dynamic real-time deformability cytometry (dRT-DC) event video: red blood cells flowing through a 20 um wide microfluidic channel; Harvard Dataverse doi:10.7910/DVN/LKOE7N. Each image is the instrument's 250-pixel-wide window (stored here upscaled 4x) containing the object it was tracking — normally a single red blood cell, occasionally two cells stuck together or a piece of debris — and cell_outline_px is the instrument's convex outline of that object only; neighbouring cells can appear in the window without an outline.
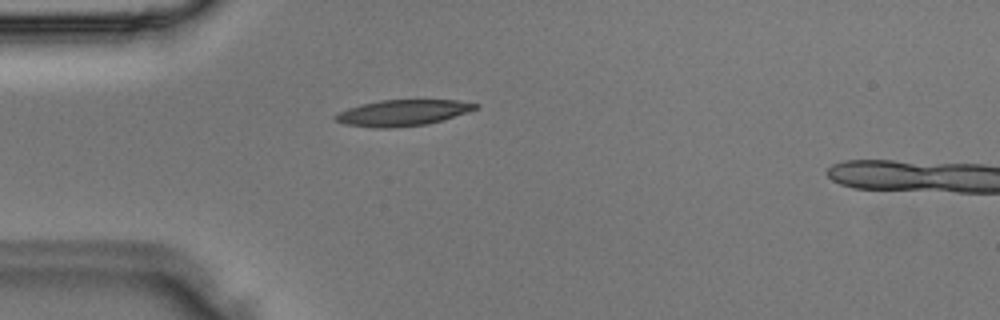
{"species": "Egyptian fruit bat (a non-hibernating species)", "species_latin": "Rousettus aegyptiacus", "temperature_condition": "room temperature", "stored_images_in_passage": 27, "camera_frame_rate_fps": 3000, "um_per_image_px": 0.085, "animal": {"sex": "male"}, "frame": {"image": 1, "passage_image": 1, "time_ms": 0.0, "image_size_px": [1000, 320], "cell_outline_px": [[480, 108], [444, 120], [428, 124], [392, 128], [372, 128], [344, 124], [336, 120], [332, 116], [348, 108], [380, 100], [456, 100], [480, 104]], "centroid_in_image_um": [34.27, 9.6], "position_along_channel_um": 50.7, "area_um2": 21.39}}
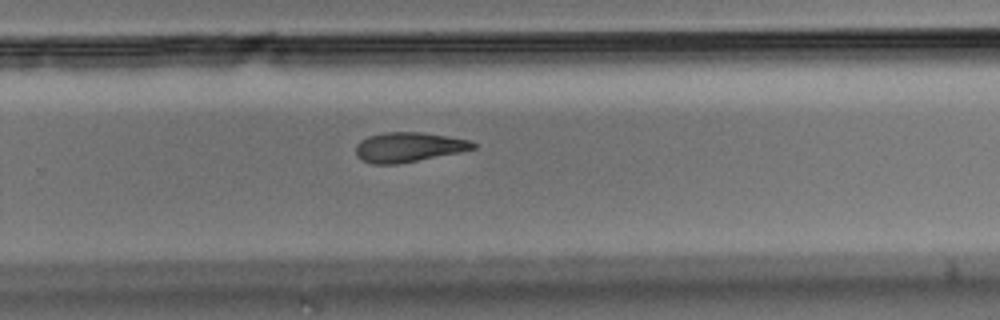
{"frame": {"image": 2, "passage_image": 15, "time_ms": 4.667, "image_size_px": [1000, 320], "cell_outline_px": [[476, 148], [460, 152], [400, 164], [372, 164], [356, 156], [356, 144], [360, 140], [368, 136], [384, 132], [424, 132], [448, 136], [468, 140], [476, 144]], "centroid_in_image_um": [34.71, 12.5], "position_along_channel_um": 295.1, "area_um2": 20.4}}
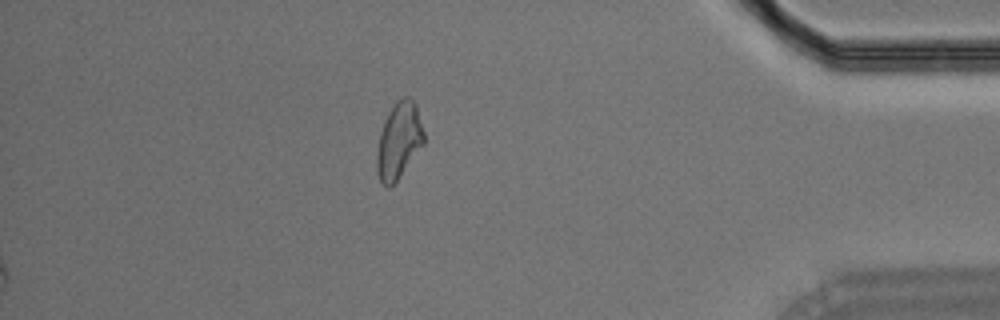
{"frame": {"image": 3, "passage_image": 23, "time_ms": 7.333, "image_size_px": [1000, 320], "cell_outline_px": [[424, 144], [396, 180], [388, 188], [380, 180], [376, 172], [376, 156], [380, 132], [384, 120], [388, 112], [396, 100], [400, 96], [408, 96], [416, 104], [424, 132]], "centroid_in_image_um": [33.89, 11.9], "position_along_channel_um": 401.3, "area_um2": 20.87}}